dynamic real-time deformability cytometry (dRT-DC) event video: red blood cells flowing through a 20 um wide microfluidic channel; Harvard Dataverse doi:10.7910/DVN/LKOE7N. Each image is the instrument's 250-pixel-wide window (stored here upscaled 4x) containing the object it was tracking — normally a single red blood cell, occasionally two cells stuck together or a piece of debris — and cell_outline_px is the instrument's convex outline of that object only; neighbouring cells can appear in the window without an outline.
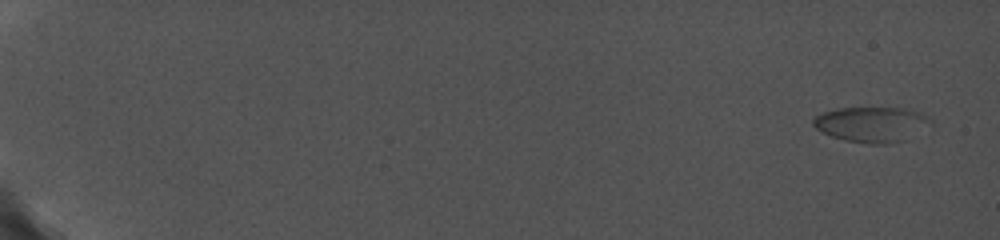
{"species": "common noctule bat (a hibernating species)", "species_latin": "Nyctalus noctula", "temperature_condition": "cold", "stored_images_in_passage": 7, "camera_frame_rate_fps": 5000, "um_per_image_px": 0.085, "animal": {"sex": "female", "body_mass_g": 19.0, "forearm_length_mm": 56.7}, "frame": {"image": 1, "passage_image": 1, "time_ms": 0.0, "image_size_px": [1000, 240], "cell_outline_px": [[932, 124], [908, 140], [884, 144], [872, 144], [844, 140], [820, 132], [812, 124], [812, 120], [816, 116], [824, 112], [836, 108], [904, 108], [920, 112], [928, 116], [932, 120]], "centroid_in_image_um": [74.12, 10.57], "position_along_channel_um": 10.9, "area_um2": 24.39}}
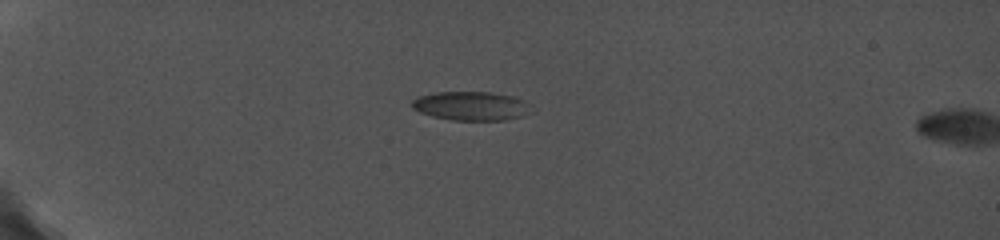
{"frame": {"image": 2, "passage_image": 6, "time_ms": 5.4, "image_size_px": [1000, 240], "cell_outline_px": [[536, 112], [524, 116], [504, 120], [452, 120], [432, 116], [420, 112], [412, 108], [412, 100], [416, 96], [436, 92], [492, 92], [512, 96], [524, 100]], "centroid_in_image_um": [40.09, 9.01], "position_along_channel_um": 44.9, "area_um2": 20.4}}